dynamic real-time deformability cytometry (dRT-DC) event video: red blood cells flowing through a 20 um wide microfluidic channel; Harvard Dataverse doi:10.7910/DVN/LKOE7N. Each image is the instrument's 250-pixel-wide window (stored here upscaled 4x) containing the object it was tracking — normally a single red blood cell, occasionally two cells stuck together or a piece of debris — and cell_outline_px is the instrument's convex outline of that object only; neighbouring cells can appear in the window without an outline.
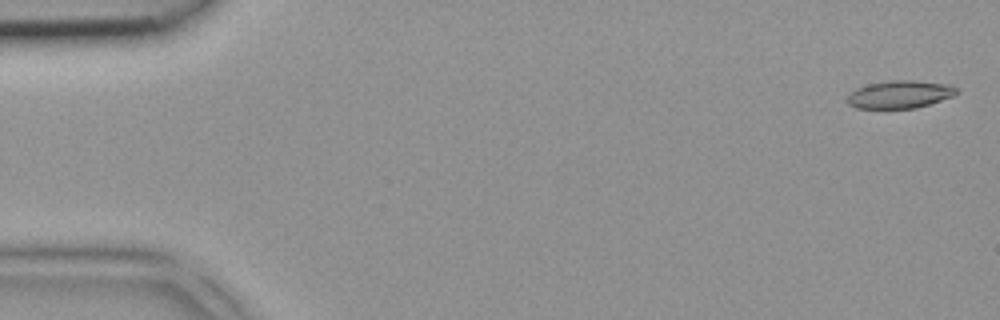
{"species": "common noctule bat (a hibernating species)", "species_latin": "Nyctalus noctula", "temperature_condition": "room temperature", "stored_images_in_passage": 5, "camera_frame_rate_fps": 3000, "um_per_image_px": 0.085, "animal": {"sex": "female", "body_mass_g": 18.4}, "frame": {"image": 1, "passage_image": 1, "time_ms": 0.0, "image_size_px": [1000, 320], "cell_outline_px": [[956, 92], [952, 96], [916, 108], [856, 108], [848, 104], [844, 100], [856, 88], [868, 84], [896, 80], [912, 80], [952, 84], [956, 88]], "centroid_in_image_um": [76.45, 8.02], "position_along_channel_um": 8.5, "area_um2": 17.51}}
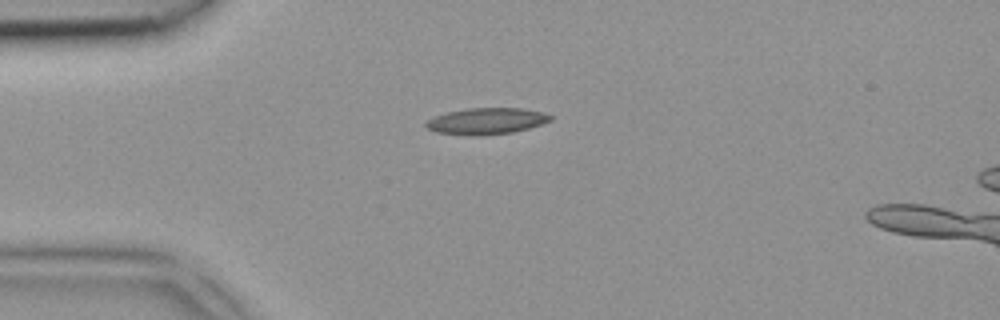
{"frame": {"image": 2, "passage_image": 4, "time_ms": 1.0, "image_size_px": [1000, 320], "cell_outline_px": [[552, 120], [528, 128], [512, 132], [476, 136], [472, 136], [436, 132], [428, 128], [424, 124], [432, 116], [448, 112], [468, 108], [524, 108], [540, 112], [552, 116]], "centroid_in_image_um": [41.31, 10.29], "position_along_channel_um": 43.7, "area_um2": 19.02}}